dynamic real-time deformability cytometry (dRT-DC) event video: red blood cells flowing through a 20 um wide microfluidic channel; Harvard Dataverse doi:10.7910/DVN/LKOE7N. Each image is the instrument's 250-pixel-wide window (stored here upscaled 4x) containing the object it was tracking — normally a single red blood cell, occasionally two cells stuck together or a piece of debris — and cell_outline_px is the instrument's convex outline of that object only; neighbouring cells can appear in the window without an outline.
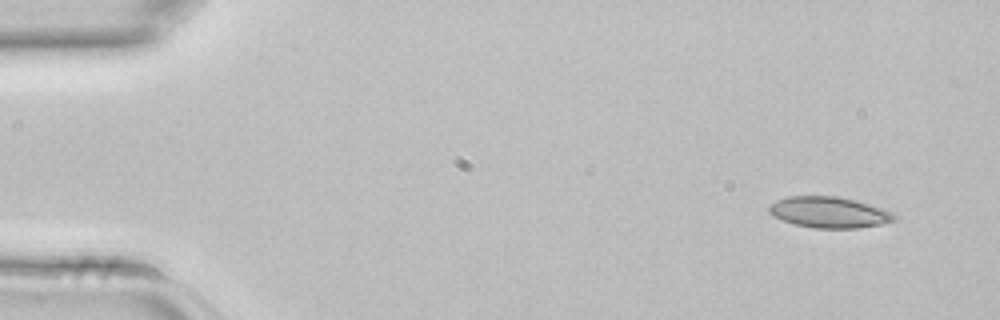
{"species": "common noctule bat (a hibernating species)", "species_latin": "Nyctalus noctula", "temperature_condition": "room temperature", "stored_images_in_passage": 3, "camera_frame_rate_fps": 3000, "um_per_image_px": 0.085, "animal": {"sex": "female", "body_mass_g": 22.7, "forearm_length_mm": 54.2}, "frame": {"image": 1, "passage_image": 1, "time_ms": 0.0, "image_size_px": [1000, 320], "cell_outline_px": [[896, 220], [884, 224], [856, 228], [816, 228], [792, 224], [772, 216], [768, 212], [768, 208], [776, 200], [788, 196], [840, 196], [856, 200], [892, 212], [896, 216]], "centroid_in_image_um": [70.46, 18.05], "position_along_channel_um": 14.5, "area_um2": 22.77}}
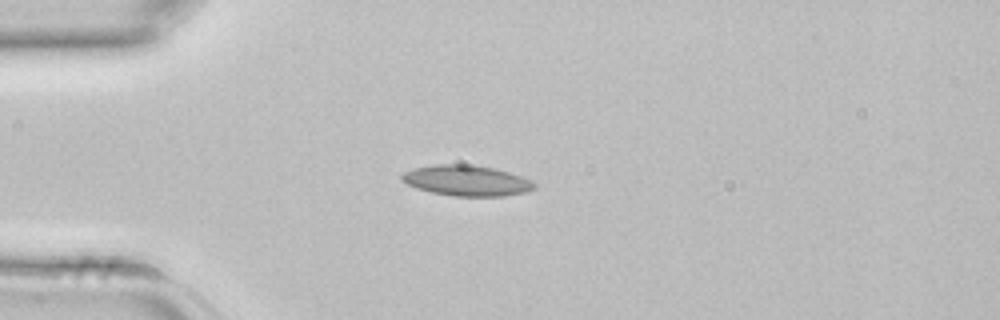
{"frame": {"image": 2, "passage_image": 3, "time_ms": 0.667, "image_size_px": [1000, 320], "cell_outline_px": [[536, 188], [524, 192], [504, 196], [452, 196], [432, 192], [416, 188], [400, 180], [400, 176], [404, 172], [412, 168], [436, 164], [464, 164], [492, 168], [508, 172], [520, 176], [536, 184]], "centroid_in_image_um": [39.61, 15.35], "position_along_channel_um": 45.4, "area_um2": 23.47}}